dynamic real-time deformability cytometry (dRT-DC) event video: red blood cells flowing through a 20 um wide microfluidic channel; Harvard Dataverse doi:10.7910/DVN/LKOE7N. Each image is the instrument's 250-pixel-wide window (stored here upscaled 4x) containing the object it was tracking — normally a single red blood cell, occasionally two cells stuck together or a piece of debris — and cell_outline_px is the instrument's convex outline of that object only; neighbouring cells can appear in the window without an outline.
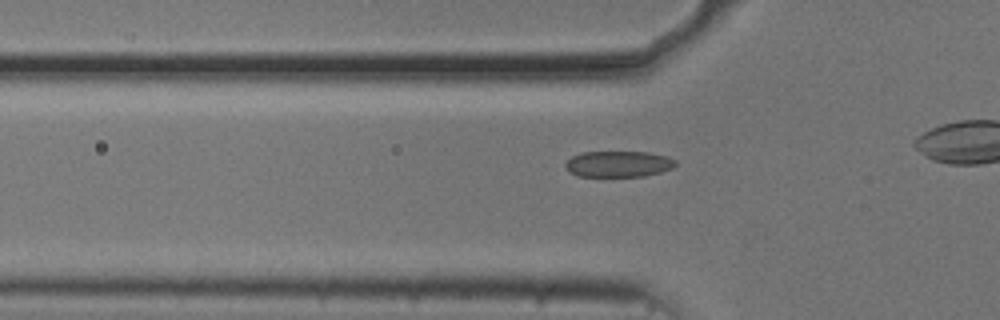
{"species": "common noctule bat (a hibernating species)", "species_latin": "Nyctalus noctula", "temperature_condition": "cold", "stored_images_in_passage": 10, "camera_frame_rate_fps": 3000, "um_per_image_px": 0.085, "animal": {"sex": "male", "body_mass_g": 20.5, "forearm_length_mm": 52.5}, "frame": {"image": 1, "passage_image": 4, "time_ms": 1.0, "image_size_px": [1000, 320], "cell_outline_px": [[676, 164], [672, 168], [660, 172], [644, 176], [576, 176], [568, 172], [564, 168], [564, 164], [572, 156], [580, 152], [648, 152], [668, 156], [676, 160]], "centroid_in_image_um": [52.53, 13.94], "position_along_channel_um": 73.3, "area_um2": 16.88}}
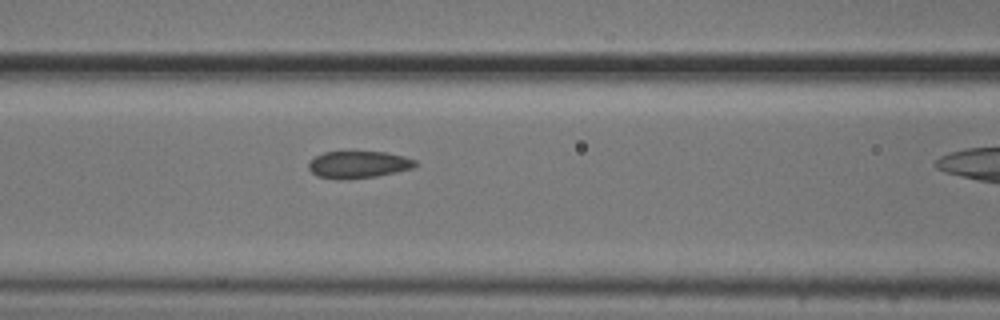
{"frame": {"image": 2, "passage_image": 9, "time_ms": 2.667, "image_size_px": [1000, 320], "cell_outline_px": [[416, 164], [412, 168], [396, 172], [376, 176], [348, 180], [336, 180], [316, 176], [308, 168], [308, 164], [316, 156], [324, 152], [348, 148], [388, 152], [404, 156], [416, 160]], "centroid_in_image_um": [30.43, 13.94], "position_along_channel_um": 136.2, "area_um2": 17.86}}